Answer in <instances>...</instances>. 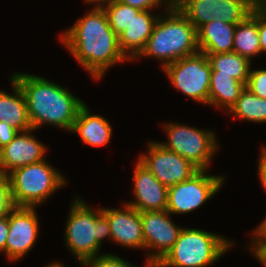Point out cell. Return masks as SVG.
I'll return each instance as SVG.
<instances>
[{"label":"cell","instance_id":"cell-23","mask_svg":"<svg viewBox=\"0 0 266 267\" xmlns=\"http://www.w3.org/2000/svg\"><path fill=\"white\" fill-rule=\"evenodd\" d=\"M206 55L211 64V74L230 75L246 86L252 64L247 58L235 52Z\"/></svg>","mask_w":266,"mask_h":267},{"label":"cell","instance_id":"cell-14","mask_svg":"<svg viewBox=\"0 0 266 267\" xmlns=\"http://www.w3.org/2000/svg\"><path fill=\"white\" fill-rule=\"evenodd\" d=\"M132 180L135 200L126 204L139 212L166 210L168 187L163 185L139 160L135 164Z\"/></svg>","mask_w":266,"mask_h":267},{"label":"cell","instance_id":"cell-35","mask_svg":"<svg viewBox=\"0 0 266 267\" xmlns=\"http://www.w3.org/2000/svg\"><path fill=\"white\" fill-rule=\"evenodd\" d=\"M256 260L266 267V253H252Z\"/></svg>","mask_w":266,"mask_h":267},{"label":"cell","instance_id":"cell-32","mask_svg":"<svg viewBox=\"0 0 266 267\" xmlns=\"http://www.w3.org/2000/svg\"><path fill=\"white\" fill-rule=\"evenodd\" d=\"M258 34L261 51L266 52V12L258 5Z\"/></svg>","mask_w":266,"mask_h":267},{"label":"cell","instance_id":"cell-18","mask_svg":"<svg viewBox=\"0 0 266 267\" xmlns=\"http://www.w3.org/2000/svg\"><path fill=\"white\" fill-rule=\"evenodd\" d=\"M112 126L106 118L99 114H92L84 104L77 115L71 133L80 135L84 144L91 147H102L110 142Z\"/></svg>","mask_w":266,"mask_h":267},{"label":"cell","instance_id":"cell-13","mask_svg":"<svg viewBox=\"0 0 266 267\" xmlns=\"http://www.w3.org/2000/svg\"><path fill=\"white\" fill-rule=\"evenodd\" d=\"M35 207H14L8 214L9 231L5 245V256L17 261L34 246L39 233V220Z\"/></svg>","mask_w":266,"mask_h":267},{"label":"cell","instance_id":"cell-10","mask_svg":"<svg viewBox=\"0 0 266 267\" xmlns=\"http://www.w3.org/2000/svg\"><path fill=\"white\" fill-rule=\"evenodd\" d=\"M175 5L198 30L214 19L241 23L251 14L257 0H177Z\"/></svg>","mask_w":266,"mask_h":267},{"label":"cell","instance_id":"cell-8","mask_svg":"<svg viewBox=\"0 0 266 267\" xmlns=\"http://www.w3.org/2000/svg\"><path fill=\"white\" fill-rule=\"evenodd\" d=\"M172 86L196 102L209 105L211 64L198 52L167 65L163 69Z\"/></svg>","mask_w":266,"mask_h":267},{"label":"cell","instance_id":"cell-29","mask_svg":"<svg viewBox=\"0 0 266 267\" xmlns=\"http://www.w3.org/2000/svg\"><path fill=\"white\" fill-rule=\"evenodd\" d=\"M123 4L130 5L138 10H156L162 4L165 6V11L175 5L173 0H117Z\"/></svg>","mask_w":266,"mask_h":267},{"label":"cell","instance_id":"cell-25","mask_svg":"<svg viewBox=\"0 0 266 267\" xmlns=\"http://www.w3.org/2000/svg\"><path fill=\"white\" fill-rule=\"evenodd\" d=\"M101 6L108 16L109 25L117 36L127 29L133 17L141 11L117 0L106 1Z\"/></svg>","mask_w":266,"mask_h":267},{"label":"cell","instance_id":"cell-31","mask_svg":"<svg viewBox=\"0 0 266 267\" xmlns=\"http://www.w3.org/2000/svg\"><path fill=\"white\" fill-rule=\"evenodd\" d=\"M17 133L18 131L11 127L8 123L0 121V150L8 145Z\"/></svg>","mask_w":266,"mask_h":267},{"label":"cell","instance_id":"cell-20","mask_svg":"<svg viewBox=\"0 0 266 267\" xmlns=\"http://www.w3.org/2000/svg\"><path fill=\"white\" fill-rule=\"evenodd\" d=\"M10 84L13 94L0 90V121L8 123L18 132H25L32 128L27 103L19 84L11 77Z\"/></svg>","mask_w":266,"mask_h":267},{"label":"cell","instance_id":"cell-4","mask_svg":"<svg viewBox=\"0 0 266 267\" xmlns=\"http://www.w3.org/2000/svg\"><path fill=\"white\" fill-rule=\"evenodd\" d=\"M64 232V242L68 250L83 267L92 259L100 256L102 242L112 239L110 223L102 213V208H91L80 197H74L70 206Z\"/></svg>","mask_w":266,"mask_h":267},{"label":"cell","instance_id":"cell-3","mask_svg":"<svg viewBox=\"0 0 266 267\" xmlns=\"http://www.w3.org/2000/svg\"><path fill=\"white\" fill-rule=\"evenodd\" d=\"M157 19L145 48L136 58L154 57L162 70L169 64L199 52L197 29L176 5Z\"/></svg>","mask_w":266,"mask_h":267},{"label":"cell","instance_id":"cell-12","mask_svg":"<svg viewBox=\"0 0 266 267\" xmlns=\"http://www.w3.org/2000/svg\"><path fill=\"white\" fill-rule=\"evenodd\" d=\"M147 147V153H141L138 160L167 187L190 179L199 171L184 157L166 149L157 141H149Z\"/></svg>","mask_w":266,"mask_h":267},{"label":"cell","instance_id":"cell-19","mask_svg":"<svg viewBox=\"0 0 266 267\" xmlns=\"http://www.w3.org/2000/svg\"><path fill=\"white\" fill-rule=\"evenodd\" d=\"M235 24L211 20L197 30L199 52L219 54L233 52Z\"/></svg>","mask_w":266,"mask_h":267},{"label":"cell","instance_id":"cell-27","mask_svg":"<svg viewBox=\"0 0 266 267\" xmlns=\"http://www.w3.org/2000/svg\"><path fill=\"white\" fill-rule=\"evenodd\" d=\"M14 207L8 175L0 173V219L8 216Z\"/></svg>","mask_w":266,"mask_h":267},{"label":"cell","instance_id":"cell-36","mask_svg":"<svg viewBox=\"0 0 266 267\" xmlns=\"http://www.w3.org/2000/svg\"><path fill=\"white\" fill-rule=\"evenodd\" d=\"M109 1V0H85L86 3H91V4H95L96 5H101L102 3Z\"/></svg>","mask_w":266,"mask_h":267},{"label":"cell","instance_id":"cell-22","mask_svg":"<svg viewBox=\"0 0 266 267\" xmlns=\"http://www.w3.org/2000/svg\"><path fill=\"white\" fill-rule=\"evenodd\" d=\"M244 89L245 85L230 75L211 74L209 105L229 111Z\"/></svg>","mask_w":266,"mask_h":267},{"label":"cell","instance_id":"cell-7","mask_svg":"<svg viewBox=\"0 0 266 267\" xmlns=\"http://www.w3.org/2000/svg\"><path fill=\"white\" fill-rule=\"evenodd\" d=\"M163 128L168 141L159 142L162 146L184 157L199 170H208L219 147L214 131L175 122L163 124Z\"/></svg>","mask_w":266,"mask_h":267},{"label":"cell","instance_id":"cell-2","mask_svg":"<svg viewBox=\"0 0 266 267\" xmlns=\"http://www.w3.org/2000/svg\"><path fill=\"white\" fill-rule=\"evenodd\" d=\"M12 78L21 87L32 128L38 130L50 124L72 131L84 101L74 96L62 85L28 73L18 72Z\"/></svg>","mask_w":266,"mask_h":267},{"label":"cell","instance_id":"cell-9","mask_svg":"<svg viewBox=\"0 0 266 267\" xmlns=\"http://www.w3.org/2000/svg\"><path fill=\"white\" fill-rule=\"evenodd\" d=\"M207 172L209 170H199L190 179L168 187L166 210L172 216L198 209L219 192L225 176L209 175Z\"/></svg>","mask_w":266,"mask_h":267},{"label":"cell","instance_id":"cell-21","mask_svg":"<svg viewBox=\"0 0 266 267\" xmlns=\"http://www.w3.org/2000/svg\"><path fill=\"white\" fill-rule=\"evenodd\" d=\"M233 52L247 58L250 62L256 55L261 54L258 34V4L251 14L241 23L236 25Z\"/></svg>","mask_w":266,"mask_h":267},{"label":"cell","instance_id":"cell-5","mask_svg":"<svg viewBox=\"0 0 266 267\" xmlns=\"http://www.w3.org/2000/svg\"><path fill=\"white\" fill-rule=\"evenodd\" d=\"M234 246L224 236L197 228L183 227L172 249L155 267H206Z\"/></svg>","mask_w":266,"mask_h":267},{"label":"cell","instance_id":"cell-6","mask_svg":"<svg viewBox=\"0 0 266 267\" xmlns=\"http://www.w3.org/2000/svg\"><path fill=\"white\" fill-rule=\"evenodd\" d=\"M48 163L45 159L8 174L14 206L36 207L67 184L62 173Z\"/></svg>","mask_w":266,"mask_h":267},{"label":"cell","instance_id":"cell-37","mask_svg":"<svg viewBox=\"0 0 266 267\" xmlns=\"http://www.w3.org/2000/svg\"><path fill=\"white\" fill-rule=\"evenodd\" d=\"M257 4L266 12V0H257Z\"/></svg>","mask_w":266,"mask_h":267},{"label":"cell","instance_id":"cell-1","mask_svg":"<svg viewBox=\"0 0 266 267\" xmlns=\"http://www.w3.org/2000/svg\"><path fill=\"white\" fill-rule=\"evenodd\" d=\"M62 44L95 80L115 64L128 61L119 46V38L109 25L101 5H96L84 17L60 35Z\"/></svg>","mask_w":266,"mask_h":267},{"label":"cell","instance_id":"cell-34","mask_svg":"<svg viewBox=\"0 0 266 267\" xmlns=\"http://www.w3.org/2000/svg\"><path fill=\"white\" fill-rule=\"evenodd\" d=\"M9 231L8 216L0 219V253H5L6 239Z\"/></svg>","mask_w":266,"mask_h":267},{"label":"cell","instance_id":"cell-11","mask_svg":"<svg viewBox=\"0 0 266 267\" xmlns=\"http://www.w3.org/2000/svg\"><path fill=\"white\" fill-rule=\"evenodd\" d=\"M140 216L144 250H152L146 254V267H155L172 249L183 227L174 224L167 210L140 212Z\"/></svg>","mask_w":266,"mask_h":267},{"label":"cell","instance_id":"cell-24","mask_svg":"<svg viewBox=\"0 0 266 267\" xmlns=\"http://www.w3.org/2000/svg\"><path fill=\"white\" fill-rule=\"evenodd\" d=\"M228 112L243 121L266 123V99L245 88Z\"/></svg>","mask_w":266,"mask_h":267},{"label":"cell","instance_id":"cell-15","mask_svg":"<svg viewBox=\"0 0 266 267\" xmlns=\"http://www.w3.org/2000/svg\"><path fill=\"white\" fill-rule=\"evenodd\" d=\"M35 129L18 132L14 139L0 150V173L8 175L13 170L45 160L46 146L34 134Z\"/></svg>","mask_w":266,"mask_h":267},{"label":"cell","instance_id":"cell-26","mask_svg":"<svg viewBox=\"0 0 266 267\" xmlns=\"http://www.w3.org/2000/svg\"><path fill=\"white\" fill-rule=\"evenodd\" d=\"M251 69L245 88L259 98L266 99V69Z\"/></svg>","mask_w":266,"mask_h":267},{"label":"cell","instance_id":"cell-30","mask_svg":"<svg viewBox=\"0 0 266 267\" xmlns=\"http://www.w3.org/2000/svg\"><path fill=\"white\" fill-rule=\"evenodd\" d=\"M252 232V237L250 238L252 242H250L249 250L251 253H266V217Z\"/></svg>","mask_w":266,"mask_h":267},{"label":"cell","instance_id":"cell-33","mask_svg":"<svg viewBox=\"0 0 266 267\" xmlns=\"http://www.w3.org/2000/svg\"><path fill=\"white\" fill-rule=\"evenodd\" d=\"M259 163H258V173L259 179L261 181V185L265 190L266 193V146H262L261 153L259 156Z\"/></svg>","mask_w":266,"mask_h":267},{"label":"cell","instance_id":"cell-17","mask_svg":"<svg viewBox=\"0 0 266 267\" xmlns=\"http://www.w3.org/2000/svg\"><path fill=\"white\" fill-rule=\"evenodd\" d=\"M151 13V10L140 11L133 17L127 29L118 36L121 51L131 61L135 60L145 48L154 25L160 16V14L153 15Z\"/></svg>","mask_w":266,"mask_h":267},{"label":"cell","instance_id":"cell-16","mask_svg":"<svg viewBox=\"0 0 266 267\" xmlns=\"http://www.w3.org/2000/svg\"><path fill=\"white\" fill-rule=\"evenodd\" d=\"M102 213L108 218L112 242L131 249L144 250V237L140 212L128 204L122 208H103Z\"/></svg>","mask_w":266,"mask_h":267},{"label":"cell","instance_id":"cell-38","mask_svg":"<svg viewBox=\"0 0 266 267\" xmlns=\"http://www.w3.org/2000/svg\"><path fill=\"white\" fill-rule=\"evenodd\" d=\"M45 267H64V264L56 261L55 263L48 264Z\"/></svg>","mask_w":266,"mask_h":267},{"label":"cell","instance_id":"cell-28","mask_svg":"<svg viewBox=\"0 0 266 267\" xmlns=\"http://www.w3.org/2000/svg\"><path fill=\"white\" fill-rule=\"evenodd\" d=\"M85 267H134L130 262L115 254H101L89 261Z\"/></svg>","mask_w":266,"mask_h":267}]
</instances>
